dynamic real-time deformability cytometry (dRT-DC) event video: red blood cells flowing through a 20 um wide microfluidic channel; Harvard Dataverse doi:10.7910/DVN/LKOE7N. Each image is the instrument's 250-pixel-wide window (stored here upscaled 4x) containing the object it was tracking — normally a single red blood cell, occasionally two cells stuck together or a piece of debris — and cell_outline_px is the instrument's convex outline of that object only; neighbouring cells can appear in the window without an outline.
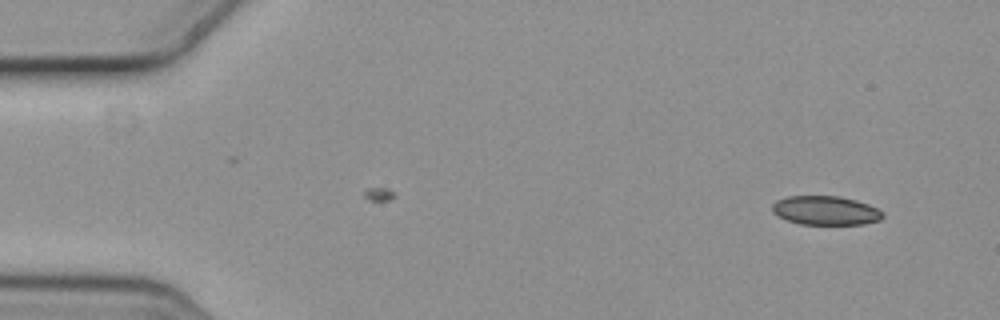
{"species": "common noctule bat (a hibernating species)", "species_latin": "Nyctalus noctula", "temperature_condition": "cold", "stored_images_in_passage": 4, "camera_frame_rate_fps": 3000, "um_per_image_px": 0.085, "animal": {"sex": "female", "body_mass_g": 19.3, "forearm_length_mm": 54.1}, "frame": {"image": 1, "passage_image": 4, "time_ms": 1.0, "image_size_px": [1000, 320], "cell_outline_px": [[884, 216], [880, 220], [864, 224], [800, 224], [776, 216], [772, 212], [772, 204], [776, 200], [788, 196], [840, 196], [856, 200], [868, 204], [884, 212]], "centroid_in_image_um": [70.17, 17.89], "position_along_channel_um": 14.8, "area_um2": 18.79}}